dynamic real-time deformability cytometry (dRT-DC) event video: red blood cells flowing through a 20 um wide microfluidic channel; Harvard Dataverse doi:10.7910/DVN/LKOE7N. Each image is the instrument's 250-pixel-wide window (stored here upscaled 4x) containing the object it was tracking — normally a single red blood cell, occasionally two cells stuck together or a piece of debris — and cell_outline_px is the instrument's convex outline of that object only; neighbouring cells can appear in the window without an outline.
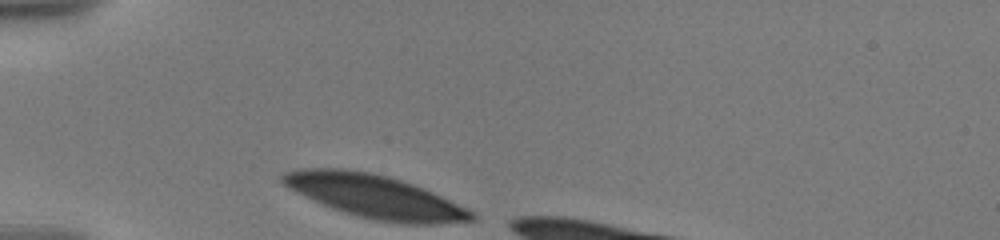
{"species": "human", "species_latin": "Homo sapiens", "temperature_condition": "warm", "stored_images_in_passage": 41, "camera_frame_rate_fps": 3000, "um_per_image_px": 0.085, "donor": {"sex": "male"}, "frame": {"image": 1, "passage_image": 1, "time_ms": 0.0, "image_size_px": [1000, 240], "cell_outline_px": [[476, 220], [440, 224], [396, 224], [372, 220], [356, 216], [332, 208], [296, 192], [288, 188], [280, 180], [280, 176], [284, 172], [296, 168], [348, 168], [388, 176], [424, 188], [476, 212]], "centroid_in_image_um": [31.88, 16.71], "position_along_channel_um": 53.1, "area_um2": 47.97}}
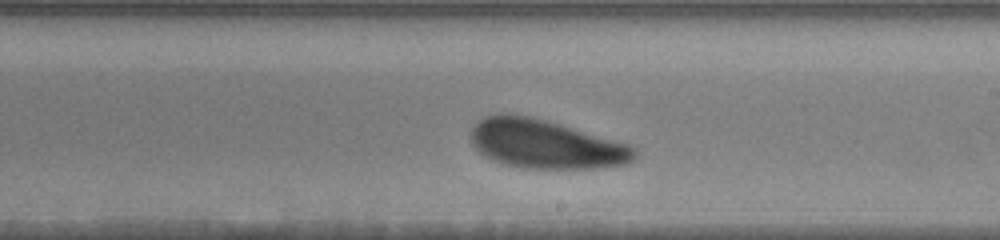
{"frame": {"image": 2, "passage_image": 24, "time_ms": 6.0, "image_size_px": [1000, 240], "cell_outline_px": [[640, 152], [636, 160], [628, 164], [596, 168], [520, 168], [504, 164], [492, 160], [484, 156], [472, 144], [472, 128], [484, 116], [500, 112], [508, 112], [532, 116], [548, 120], [628, 144], [636, 148]], "centroid_in_image_um": [46.4, 12.24], "position_along_channel_um": 242.6, "area_um2": 47.16}}
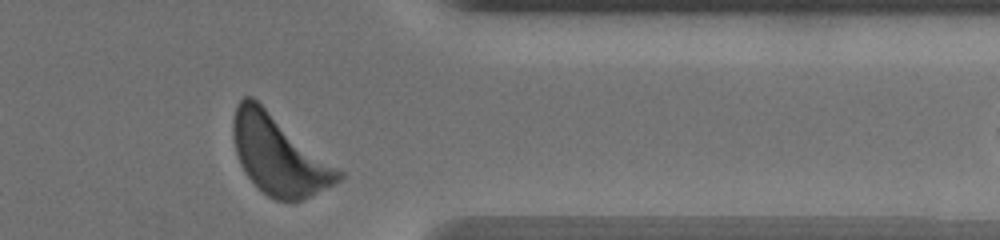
{"frame": {"image": 3, "passage_image": 41, "time_ms": 10.333, "image_size_px": [1000, 240], "cell_outline_px": [[344, 176], [340, 180], [300, 200], [276, 200], [268, 196], [244, 172], [240, 164], [236, 152], [232, 136], [232, 120], [236, 104], [244, 96], [252, 96], [344, 172]], "centroid_in_image_um": [23.67, 13.14], "position_along_channel_um": 387.7, "area_um2": 48.03}, "authors_computed_cell_mechanics": {"area_um2": 47.685, "velocity_mm_per_s": 3.494, "shape_relaxation_time_tau1_ms": 2.36, "shape_relaxation_time_tau2_ms": 10.5097, "deformation_change_tau1": 0.1229, "deformation_change_tau2": 0.2166}}